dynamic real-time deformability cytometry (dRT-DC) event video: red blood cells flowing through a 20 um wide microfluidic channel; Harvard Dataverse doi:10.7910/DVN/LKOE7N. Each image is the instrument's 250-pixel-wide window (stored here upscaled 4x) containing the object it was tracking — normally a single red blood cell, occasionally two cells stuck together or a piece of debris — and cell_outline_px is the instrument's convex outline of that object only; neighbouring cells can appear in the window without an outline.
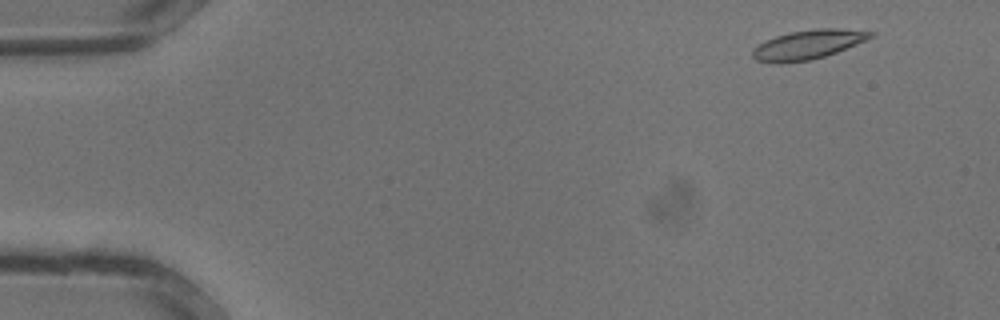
{"species": "common noctule bat (a hibernating species)", "species_latin": "Nyctalus noctula", "temperature_condition": "warm", "stored_images_in_passage": 34, "camera_frame_rate_fps": 3000, "um_per_image_px": 0.085, "animal": {"sex": "male", "body_mass_g": 13.3}, "frame": {"image": 1, "passage_image": 3, "time_ms": 0.667, "image_size_px": [1000, 320], "cell_outline_px": [[876, 32], [872, 36], [856, 44], [836, 52], [812, 60], [780, 64], [768, 64], [756, 60], [752, 56], [752, 48], [764, 40], [788, 32], [820, 28], [836, 28]], "centroid_in_image_um": [68.58, 3.81], "position_along_channel_um": 16.4, "area_um2": 20.29}}
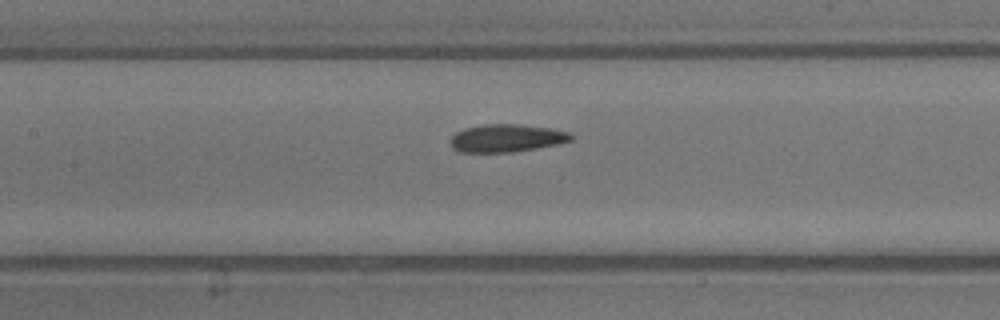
{"frame": {"image": 2, "passage_image": 16, "time_ms": 5.0, "image_size_px": [1000, 320], "cell_outline_px": [[572, 140], [556, 144], [536, 148], [512, 152], [460, 152], [452, 148], [452, 136], [456, 132], [464, 128], [484, 124], [520, 124], [548, 128], [568, 132], [572, 136]], "centroid_in_image_um": [43.03, 11.74], "position_along_channel_um": 164.4, "area_um2": 19.31}}
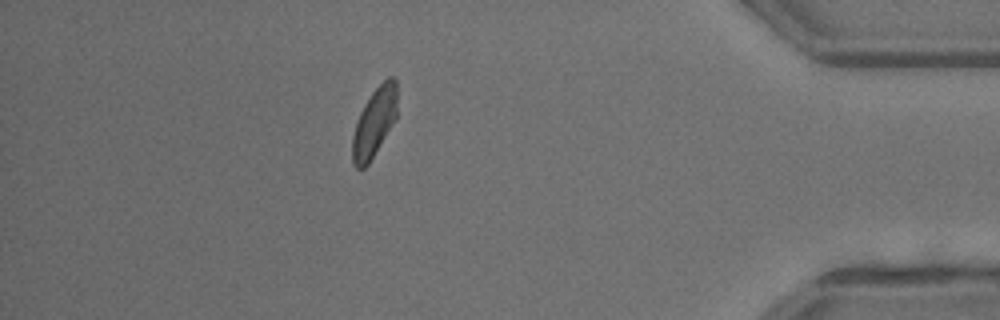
{"frame": {"image": 3, "passage_image": 30, "time_ms": 9.667, "image_size_px": [1000, 320], "cell_outline_px": [[396, 120], [368, 164], [364, 168], [356, 168], [352, 164], [352, 136], [356, 120], [364, 104], [372, 92], [388, 76], [392, 76], [396, 80]], "centroid_in_image_um": [31.8, 10.41], "position_along_channel_um": 403.4, "area_um2": 18.03}}